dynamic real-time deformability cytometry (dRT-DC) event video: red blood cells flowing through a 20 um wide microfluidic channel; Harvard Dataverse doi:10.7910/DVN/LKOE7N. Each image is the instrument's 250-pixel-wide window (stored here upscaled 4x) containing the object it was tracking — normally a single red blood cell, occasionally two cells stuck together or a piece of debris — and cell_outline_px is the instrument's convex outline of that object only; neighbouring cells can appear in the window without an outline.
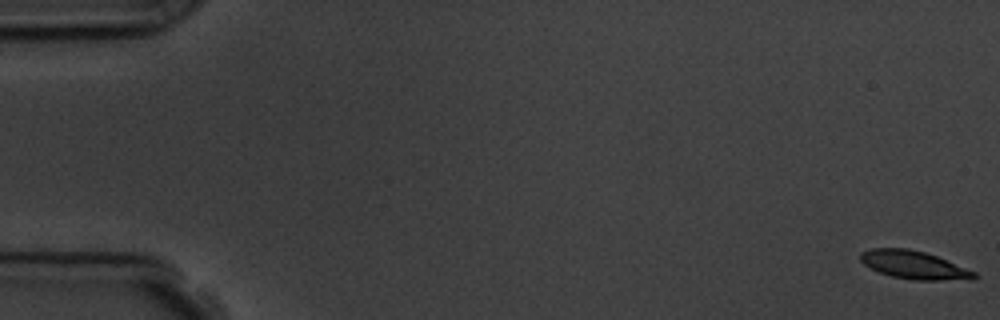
{"species": "common noctule bat (a hibernating species)", "species_latin": "Nyctalus noctula", "temperature_condition": "room temperature", "stored_images_in_passage": 5, "camera_frame_rate_fps": 3000, "um_per_image_px": 0.085, "animal": {"sex": "male", "body_mass_g": 19.5, "forearm_length_mm": 54.6}, "frame": {"image": 1, "passage_image": 1, "time_ms": 0.0, "image_size_px": [1000, 320], "cell_outline_px": [[976, 276], [972, 280], [912, 280], [892, 276], [880, 272], [864, 264], [860, 260], [860, 252], [872, 248], [908, 248], [924, 252], [936, 256], [976, 272]], "centroid_in_image_um": [77.69, 22.52], "position_along_channel_um": 7.3, "area_um2": 18.5}}
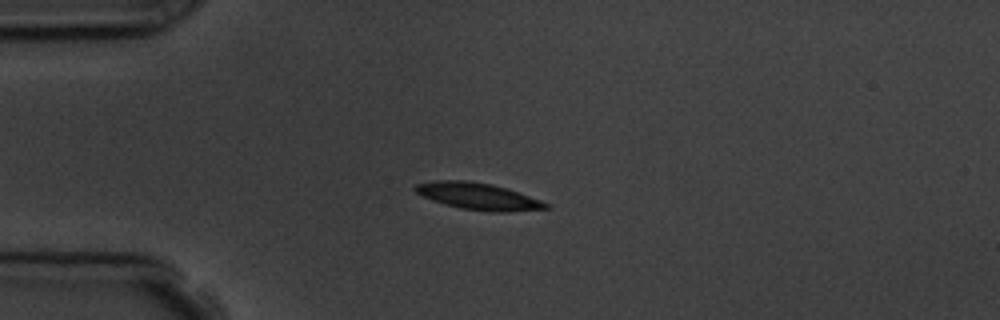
{"frame": {"image": 2, "passage_image": 5, "time_ms": 4.667, "image_size_px": [1000, 320], "cell_outline_px": [[552, 208], [508, 212], [492, 212], [460, 208], [444, 204], [432, 200], [416, 192], [412, 188], [416, 184], [436, 180], [464, 180], [492, 184], [508, 188], [552, 204]], "centroid_in_image_um": [40.7, 16.69], "position_along_channel_um": 44.3, "area_um2": 20.58}}